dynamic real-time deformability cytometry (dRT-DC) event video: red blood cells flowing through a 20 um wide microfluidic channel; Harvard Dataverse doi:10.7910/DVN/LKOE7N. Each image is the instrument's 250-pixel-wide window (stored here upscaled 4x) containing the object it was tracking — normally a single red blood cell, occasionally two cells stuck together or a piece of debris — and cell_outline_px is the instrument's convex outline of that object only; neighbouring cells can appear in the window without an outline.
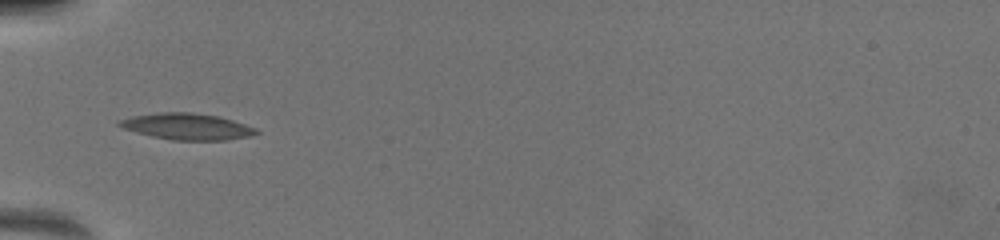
{"species": "common noctule bat (a hibernating species)", "species_latin": "Nyctalus noctula", "temperature_condition": "warm", "stored_images_in_passage": 3, "camera_frame_rate_fps": 3000, "um_per_image_px": 0.085, "animal": {"sex": "female", "body_mass_g": 19.5, "forearm_length_mm": 54.1}, "frame": {"image": 1, "passage_image": 2, "time_ms": 1.0, "image_size_px": [1000, 240], "cell_outline_px": [[260, 132], [252, 136], [228, 140], [172, 140], [152, 136], [136, 132], [124, 128], [116, 124], [116, 120], [132, 116], [160, 112], [188, 112], [220, 116], [256, 128]], "centroid_in_image_um": [15.9, 10.75], "position_along_channel_um": 69.1, "area_um2": 21.1}}